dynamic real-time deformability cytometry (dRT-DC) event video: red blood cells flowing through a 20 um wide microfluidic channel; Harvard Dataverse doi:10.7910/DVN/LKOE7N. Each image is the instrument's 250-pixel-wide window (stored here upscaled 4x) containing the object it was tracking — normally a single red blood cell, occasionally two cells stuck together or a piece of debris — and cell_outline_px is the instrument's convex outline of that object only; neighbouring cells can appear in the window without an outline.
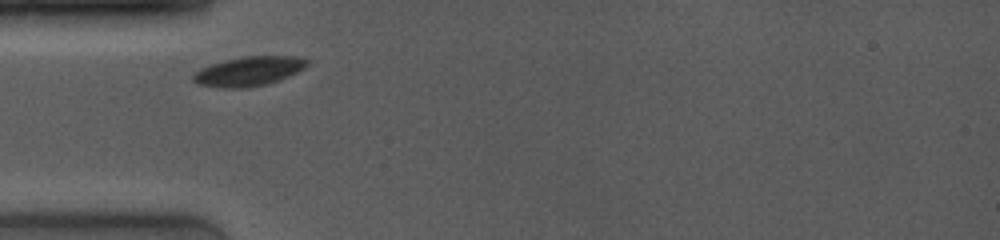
{"species": "common noctule bat (a hibernating species)", "species_latin": "Nyctalus noctula", "temperature_condition": "room temperature", "stored_images_in_passage": 3, "camera_frame_rate_fps": 4000, "um_per_image_px": 0.085, "animal": {"sex": "female", "body_mass_g": 19.0, "forearm_length_mm": 53.3}, "frame": {"image": 1, "passage_image": 1, "time_ms": 0.0, "image_size_px": [1000, 240], "cell_outline_px": [[308, 64], [304, 68], [288, 76], [252, 88], [220, 88], [196, 84], [192, 80], [192, 76], [200, 68], [224, 60], [244, 56], [292, 56], [308, 60]], "centroid_in_image_um": [21.09, 6.06], "position_along_channel_um": 63.9, "area_um2": 19.42}}